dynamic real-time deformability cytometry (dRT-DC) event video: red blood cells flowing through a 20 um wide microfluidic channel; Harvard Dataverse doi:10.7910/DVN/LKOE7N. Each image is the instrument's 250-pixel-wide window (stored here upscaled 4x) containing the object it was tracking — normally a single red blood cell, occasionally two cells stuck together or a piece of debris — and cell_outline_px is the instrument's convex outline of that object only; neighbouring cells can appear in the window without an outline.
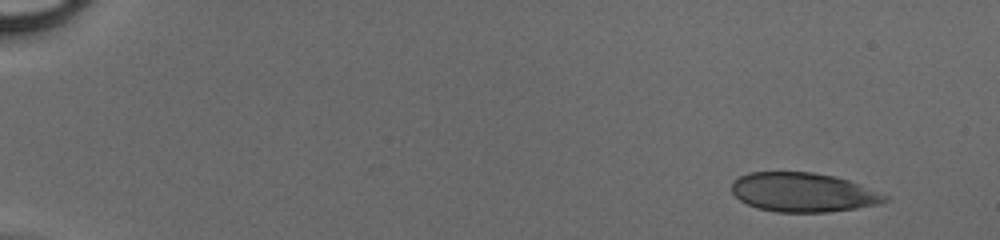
{"species": "human", "species_latin": "Homo sapiens", "temperature_condition": "cold", "stored_images_in_passage": 46, "camera_frame_rate_fps": 3000, "um_per_image_px": 0.085, "donor": {"sex": "male"}, "frame": {"image": 1, "passage_image": 1, "time_ms": 0.0, "image_size_px": [1000, 240], "cell_outline_px": [[888, 200], [880, 204], [856, 208], [828, 212], [780, 212], [756, 208], [740, 200], [732, 192], [732, 180], [748, 172], [812, 172], [836, 176], [848, 180], [888, 196]], "centroid_in_image_um": [68.24, 16.34], "position_along_channel_um": 16.8, "area_um2": 34.91}}
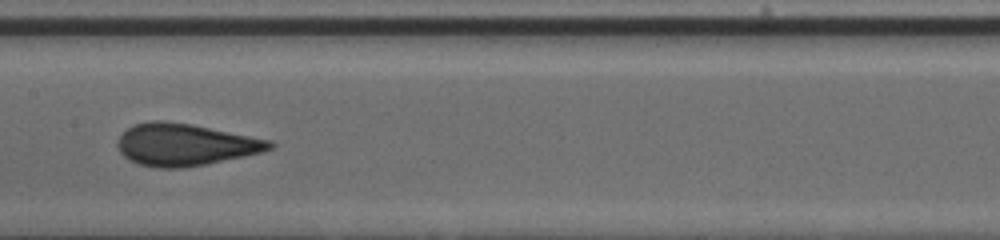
{"frame": {"image": 2, "passage_image": 24, "time_ms": 7.667, "image_size_px": [1000, 240], "cell_outline_px": [[276, 144], [272, 148], [260, 152], [244, 156], [204, 164], [180, 168], [156, 168], [140, 164], [124, 156], [120, 152], [116, 144], [120, 136], [132, 124], [152, 120], [164, 120], [192, 124], [272, 140]], "centroid_in_image_um": [15.73, 12.28], "position_along_channel_um": 191.7, "area_um2": 37.17}}
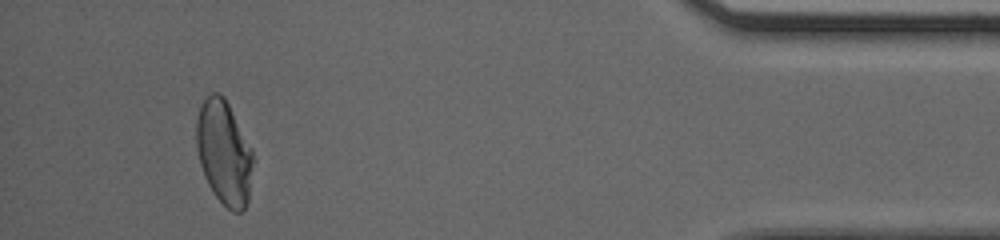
{"frame": {"image": 3, "passage_image": 43, "time_ms": 14.0, "image_size_px": [1000, 240], "cell_outline_px": [[252, 164], [248, 200], [244, 208], [240, 212], [232, 212], [216, 196], [208, 184], [204, 176], [200, 164], [196, 148], [196, 120], [200, 104], [212, 92], [220, 92], [224, 96], [252, 148]], "centroid_in_image_um": [19.02, 12.93], "position_along_channel_um": 416.2, "area_um2": 34.22}}